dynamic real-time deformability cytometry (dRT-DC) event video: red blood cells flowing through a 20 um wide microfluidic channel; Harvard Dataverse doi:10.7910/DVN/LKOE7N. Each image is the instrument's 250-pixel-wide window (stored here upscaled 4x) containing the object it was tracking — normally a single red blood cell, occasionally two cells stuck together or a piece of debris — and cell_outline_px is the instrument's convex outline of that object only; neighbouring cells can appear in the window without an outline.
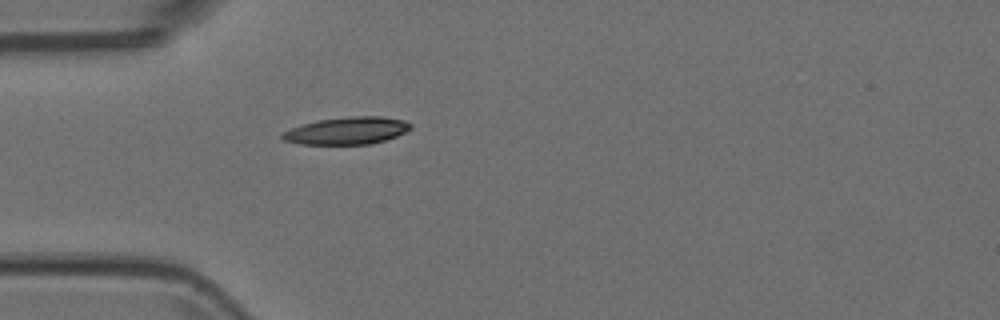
{"species": "Egyptian fruit bat (a non-hibernating species)", "species_latin": "Rousettus aegyptiacus", "temperature_condition": "room temperature", "stored_images_in_passage": 5, "camera_frame_rate_fps": 3000, "um_per_image_px": 0.085, "animal": {"sex": "female"}, "frame": {"image": 1, "passage_image": 5, "time_ms": 1.333, "image_size_px": [1000, 320], "cell_outline_px": [[412, 128], [396, 136], [384, 140], [368, 144], [300, 144], [284, 140], [280, 136], [284, 132], [292, 128], [316, 120], [352, 116], [380, 116], [404, 120], [412, 124]], "centroid_in_image_um": [29.51, 11.1], "position_along_channel_um": 55.5, "area_um2": 20.23}}